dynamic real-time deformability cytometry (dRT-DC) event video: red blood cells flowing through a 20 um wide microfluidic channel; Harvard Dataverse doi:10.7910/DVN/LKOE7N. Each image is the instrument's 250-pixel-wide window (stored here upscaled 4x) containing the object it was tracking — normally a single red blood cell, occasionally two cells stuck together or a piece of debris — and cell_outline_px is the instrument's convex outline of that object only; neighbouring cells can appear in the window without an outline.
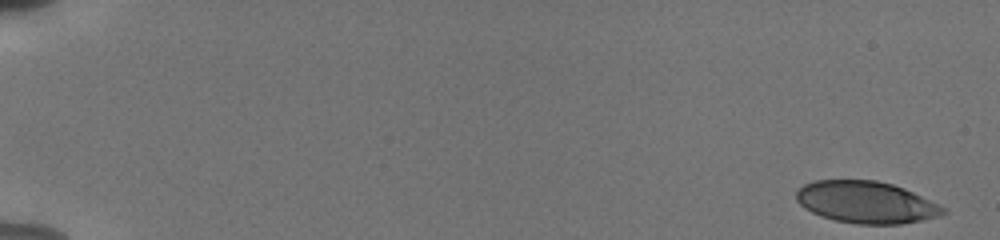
{"species": "human", "species_latin": "Homo sapiens", "temperature_condition": "cold", "stored_images_in_passage": 55, "camera_frame_rate_fps": 3000, "um_per_image_px": 0.085, "donor": {"sex": "male"}, "frame": {"image": 1, "passage_image": 1, "time_ms": 0.0, "image_size_px": [1000, 240], "cell_outline_px": [[948, 212], [940, 216], [924, 220], [900, 224], [856, 224], [836, 220], [820, 216], [804, 208], [796, 200], [796, 188], [804, 184], [816, 180], [876, 180], [892, 184], [904, 188], [948, 208]], "centroid_in_image_um": [73.64, 17.19], "position_along_channel_um": 11.4, "area_um2": 36.18}}
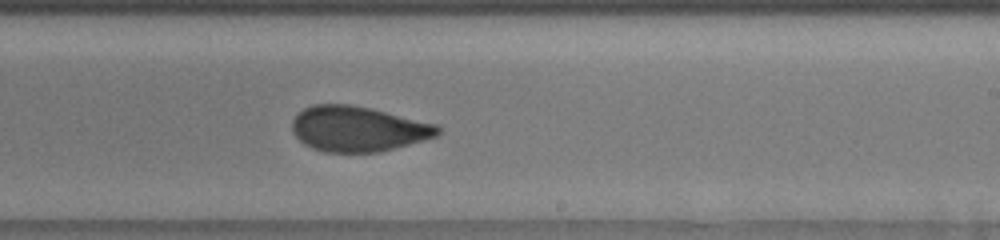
{"frame": {"image": 2, "passage_image": 35, "time_ms": 11.333, "image_size_px": [1000, 240], "cell_outline_px": [[440, 132], [436, 136], [424, 140], [380, 152], [324, 152], [312, 148], [304, 144], [292, 132], [292, 120], [304, 108], [312, 104], [352, 104], [372, 108], [436, 124], [440, 128]], "centroid_in_image_um": [30.42, 10.95], "position_along_channel_um": 258.6, "area_um2": 38.49}}
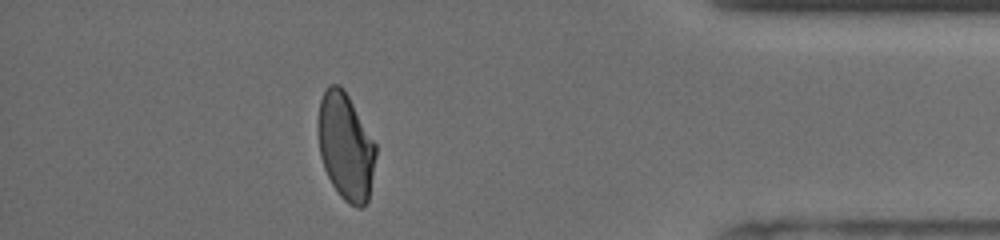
{"frame": {"image": 3, "passage_image": 49, "time_ms": 16.0, "image_size_px": [1000, 240], "cell_outline_px": [[376, 156], [368, 200], [360, 208], [356, 208], [348, 204], [340, 196], [332, 184], [324, 168], [320, 156], [320, 100], [328, 84], [340, 84], [344, 88], [376, 144]], "centroid_in_image_um": [29.41, 12.47], "position_along_channel_um": 405.8, "area_um2": 35.49}, "authors_computed_cell_mechanics": {"area_um2": 38.0902, "velocity_mm_per_s": 3.8074, "shape_relaxation_time_tau1_ms": 4.7807, "shape_relaxation_time_tau2_ms": 1.319, "deformation_change_tau1": 0.1322, "deformation_change_tau2": 0.066}}